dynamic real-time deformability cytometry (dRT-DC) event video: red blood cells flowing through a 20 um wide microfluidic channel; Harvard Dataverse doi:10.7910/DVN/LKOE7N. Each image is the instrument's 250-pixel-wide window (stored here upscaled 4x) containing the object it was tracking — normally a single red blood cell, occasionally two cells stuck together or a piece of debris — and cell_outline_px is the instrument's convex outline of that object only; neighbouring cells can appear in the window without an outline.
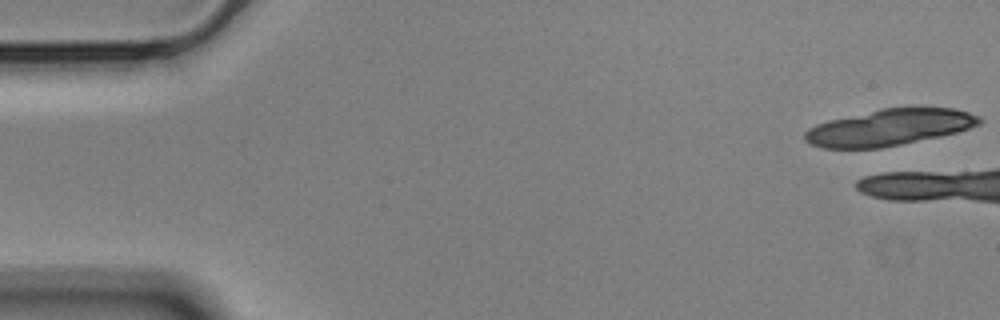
{"species": "Egyptian fruit bat (a non-hibernating species)", "species_latin": "Rousettus aegyptiacus", "temperature_condition": "cold", "stored_images_in_passage": 8, "camera_frame_rate_fps": 3000, "um_per_image_px": 0.085, "animal": {"sex": "male"}, "frame": {"image": 1, "passage_image": 1, "time_ms": 0.0, "image_size_px": [1000, 320], "cell_outline_px": [[984, 120], [980, 124], [956, 132], [940, 136], [880, 148], [824, 148], [812, 144], [804, 140], [804, 132], [808, 128], [816, 124], [828, 120], [880, 108], [920, 104], [956, 108], [980, 116]], "centroid_in_image_um": [75.65, 10.77], "position_along_channel_um": 9.3, "area_um2": 38.03}}